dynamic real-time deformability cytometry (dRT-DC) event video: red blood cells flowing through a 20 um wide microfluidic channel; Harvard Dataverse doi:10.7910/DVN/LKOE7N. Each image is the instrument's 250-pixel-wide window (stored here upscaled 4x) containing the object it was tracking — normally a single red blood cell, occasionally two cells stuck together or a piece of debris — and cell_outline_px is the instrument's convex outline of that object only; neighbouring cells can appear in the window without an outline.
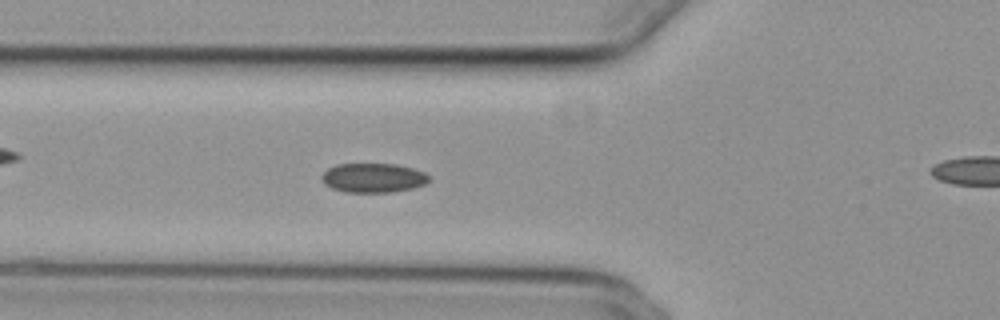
{"species": "common noctule bat (a hibernating species)", "species_latin": "Nyctalus noctula", "temperature_condition": "cold", "stored_images_in_passage": 55, "camera_frame_rate_fps": 3000, "um_per_image_px": 0.085, "animal": {"sex": "female", "body_mass_g": 29.2, "forearm_length_mm": 56.3}, "frame": {"image": 1, "passage_image": 19, "time_ms": 6.0, "image_size_px": [1000, 320], "cell_outline_px": [[428, 180], [424, 184], [412, 188], [392, 192], [344, 192], [332, 188], [324, 184], [320, 176], [328, 168], [336, 164], [396, 164], [412, 168], [424, 172], [428, 176]], "centroid_in_image_um": [31.68, 15.11], "position_along_channel_um": 94.1, "area_um2": 18.26}}
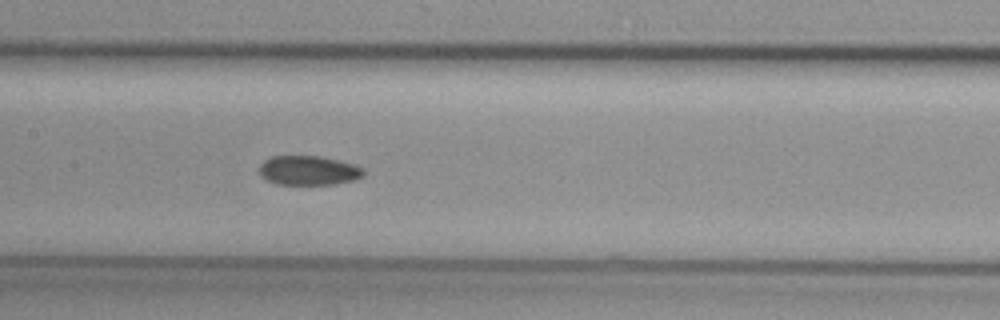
{"frame": {"image": 2, "passage_image": 26, "time_ms": 8.333, "image_size_px": [1000, 320], "cell_outline_px": [[364, 176], [356, 180], [332, 184], [276, 184], [264, 180], [260, 176], [260, 164], [264, 160], [272, 156], [320, 156], [356, 164], [364, 168]], "centroid_in_image_um": [26.24, 14.49], "position_along_channel_um": 181.2, "area_um2": 18.09}}
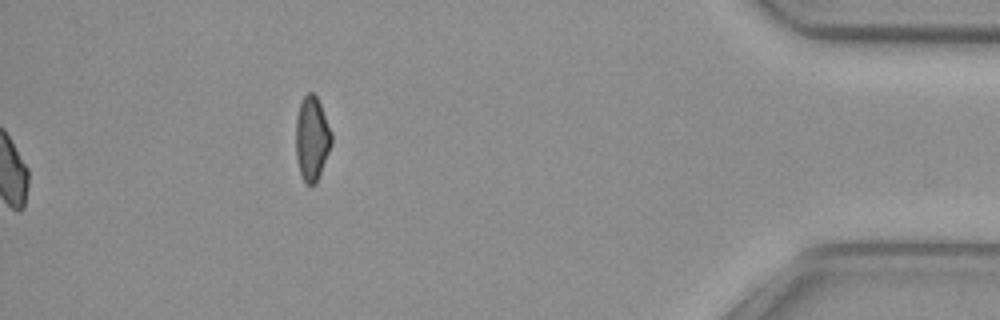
{"frame": {"image": 3, "passage_image": 55, "time_ms": 18.0, "image_size_px": [1000, 320], "cell_outline_px": [[332, 144], [320, 176], [316, 184], [308, 184], [304, 180], [300, 172], [296, 156], [296, 120], [300, 100], [308, 92], [312, 92], [316, 96], [320, 104], [332, 132]], "centroid_in_image_um": [26.52, 11.77], "position_along_channel_um": 408.7, "area_um2": 17.57}, "authors_computed_cell_mechanics": {"area_um2": 18.6694, "velocity_mm_per_s": 3.7161, "shape_relaxation_time_tau1_ms": null, "shape_relaxation_time_tau2_ms": 3.3936, "deformation_change_tau1": null, "deformation_change_tau2": 0.0587}}